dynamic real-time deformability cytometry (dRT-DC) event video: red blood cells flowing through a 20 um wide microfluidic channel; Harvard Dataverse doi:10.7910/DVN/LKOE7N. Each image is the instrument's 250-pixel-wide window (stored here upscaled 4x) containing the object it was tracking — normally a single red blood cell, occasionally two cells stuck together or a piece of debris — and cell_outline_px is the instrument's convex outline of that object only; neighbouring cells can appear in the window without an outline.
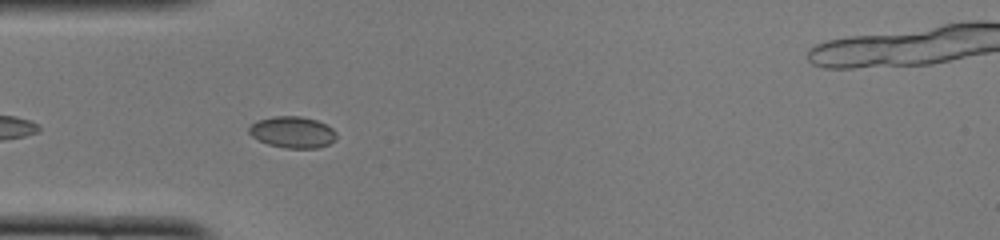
{"species": "common noctule bat (a hibernating species)", "species_latin": "Nyctalus noctula", "temperature_condition": "cold", "stored_images_in_passage": 13, "camera_frame_rate_fps": 3000, "um_per_image_px": 0.085, "animal": {"sex": "female", "body_mass_g": 22.0, "forearm_length_mm": 56.7}, "frame": {"image": 1, "passage_image": 4, "time_ms": 1.0, "image_size_px": [1000, 240], "cell_outline_px": [[336, 140], [328, 144], [316, 148], [284, 148], [268, 144], [252, 136], [248, 132], [248, 128], [256, 120], [272, 116], [300, 116], [316, 120], [332, 128], [336, 132]], "centroid_in_image_um": [24.85, 11.23], "position_along_channel_um": 60.1, "area_um2": 16.01}}
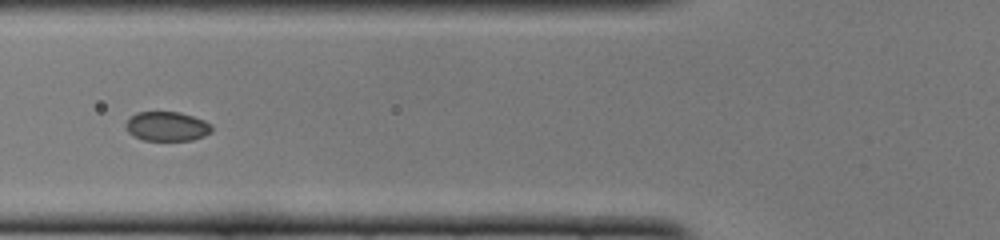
{"frame": {"image": 2, "passage_image": 8, "time_ms": 2.333, "image_size_px": [1000, 240], "cell_outline_px": [[212, 132], [204, 136], [192, 140], [144, 140], [132, 136], [128, 132], [124, 124], [136, 112], [180, 112], [204, 120], [212, 124]], "centroid_in_image_um": [14.2, 10.74], "position_along_channel_um": 111.6, "area_um2": 14.8}}